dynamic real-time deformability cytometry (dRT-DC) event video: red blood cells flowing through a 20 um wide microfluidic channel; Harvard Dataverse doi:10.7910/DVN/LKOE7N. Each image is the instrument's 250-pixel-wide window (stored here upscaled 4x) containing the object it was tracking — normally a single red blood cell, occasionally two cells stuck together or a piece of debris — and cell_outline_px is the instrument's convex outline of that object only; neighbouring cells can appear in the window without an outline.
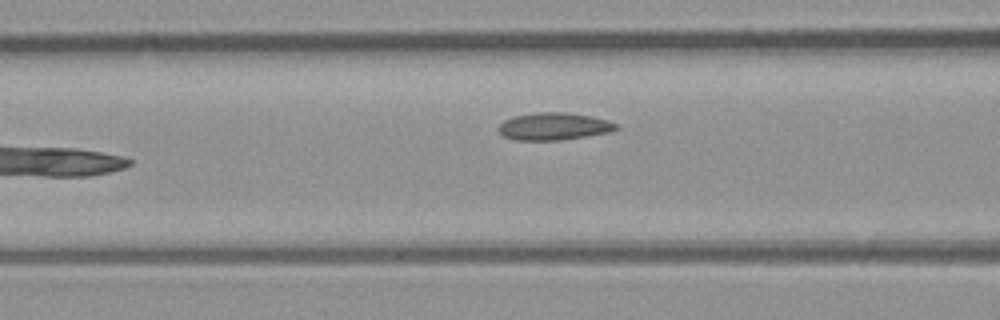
{"species": "common noctule bat (a hibernating species)", "species_latin": "Nyctalus noctula", "temperature_condition": "room temperature", "stored_images_in_passage": 6, "camera_frame_rate_fps": 3000, "um_per_image_px": 0.085, "animal": {"sex": "male", "body_mass_g": 23.1, "forearm_length_mm": 52.7}, "frame": {"image": 1, "passage_image": 5, "time_ms": 4.667, "image_size_px": [1000, 320], "cell_outline_px": [[620, 128], [608, 132], [560, 140], [516, 140], [504, 136], [496, 128], [504, 120], [512, 116], [536, 112], [568, 112], [592, 116], [608, 120], [620, 124]], "centroid_in_image_um": [47.08, 10.72], "position_along_channel_um": 119.5, "area_um2": 18.9}}